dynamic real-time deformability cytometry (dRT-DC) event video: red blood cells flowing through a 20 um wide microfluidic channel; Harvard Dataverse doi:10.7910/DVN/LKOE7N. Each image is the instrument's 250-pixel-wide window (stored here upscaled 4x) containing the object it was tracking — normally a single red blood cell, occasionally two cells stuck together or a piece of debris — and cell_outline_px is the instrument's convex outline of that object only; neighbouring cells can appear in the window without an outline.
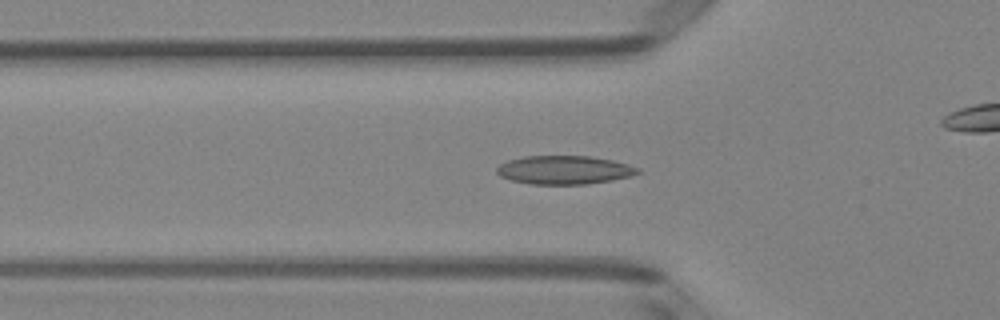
{"species": "Egyptian fruit bat (a non-hibernating species)", "species_latin": "Rousettus aegyptiacus", "temperature_condition": "room temperature", "stored_images_in_passage": 50, "camera_frame_rate_fps": 3000, "um_per_image_px": 0.085, "animal": {"sex": "female"}, "frame": {"image": 1, "passage_image": 16, "time_ms": 5.0, "image_size_px": [1000, 320], "cell_outline_px": [[640, 172], [632, 176], [612, 180], [588, 184], [532, 184], [512, 180], [500, 176], [496, 172], [496, 168], [500, 164], [508, 160], [524, 156], [592, 156], [612, 160], [628, 164], [640, 168]], "centroid_in_image_um": [47.98, 14.44], "position_along_channel_um": 77.8, "area_um2": 23.52}}
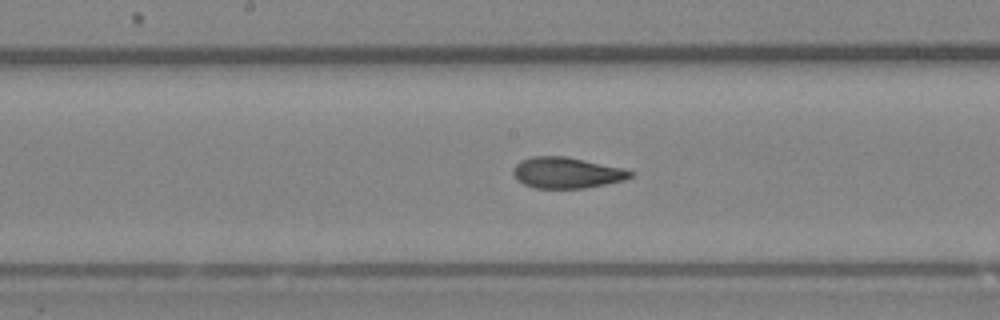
{"frame": {"image": 2, "passage_image": 25, "time_ms": 8.0, "image_size_px": [1000, 320], "cell_outline_px": [[632, 176], [624, 180], [584, 188], [536, 188], [524, 184], [516, 180], [512, 172], [512, 168], [520, 160], [532, 156], [564, 156], [624, 168], [632, 172]], "centroid_in_image_um": [48.11, 14.68], "position_along_channel_um": 200.1, "area_um2": 21.1}}
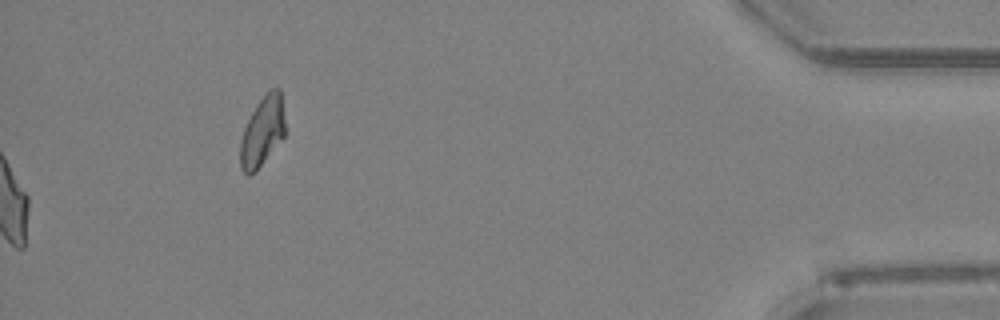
{"frame": {"image": 3, "passage_image": 50, "time_ms": 16.333, "image_size_px": [1000, 320], "cell_outline_px": [[284, 136], [256, 172], [248, 176], [240, 168], [240, 140], [244, 128], [256, 104], [264, 92], [268, 88], [280, 88], [284, 120]], "centroid_in_image_um": [22.28, 11.16], "position_along_channel_um": 412.9, "area_um2": 18.32}, "authors_computed_cell_mechanics": {"area_um2": 21.7039, "velocity_mm_per_s": 4.0624, "shape_relaxation_time_tau1_ms": 6.2441, "shape_relaxation_time_tau2_ms": 1.3625, "deformation_change_tau1": 0.1888, "deformation_change_tau2": 0.0782}}